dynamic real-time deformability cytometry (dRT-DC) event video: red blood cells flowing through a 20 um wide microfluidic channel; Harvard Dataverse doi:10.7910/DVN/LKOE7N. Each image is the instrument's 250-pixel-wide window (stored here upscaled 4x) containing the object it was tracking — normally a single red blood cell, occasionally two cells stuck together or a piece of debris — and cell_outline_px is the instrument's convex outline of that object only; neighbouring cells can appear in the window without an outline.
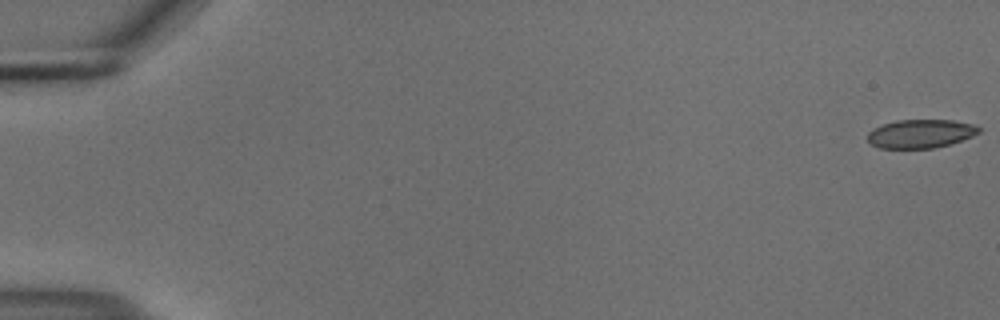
{"species": "common noctule bat (a hibernating species)", "species_latin": "Nyctalus noctula", "temperature_condition": "cold", "stored_images_in_passage": 55, "camera_frame_rate_fps": 3000, "um_per_image_px": 0.085, "animal": {"sex": "male", "body_mass_g": 18.8}, "frame": {"image": 1, "passage_image": 1, "time_ms": 0.0, "image_size_px": [1000, 320], "cell_outline_px": [[980, 132], [972, 136], [948, 144], [932, 148], [880, 148], [872, 144], [868, 140], [868, 132], [872, 128], [896, 120], [952, 120], [976, 124], [980, 128]], "centroid_in_image_um": [78.25, 11.35], "position_along_channel_um": 6.7, "area_um2": 18.44}}
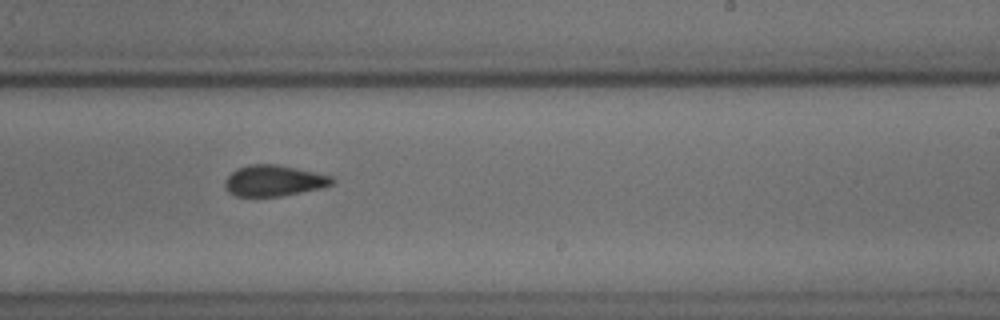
{"frame": {"image": 2, "passage_image": 35, "time_ms": 11.333, "image_size_px": [1000, 320], "cell_outline_px": [[336, 180], [332, 184], [320, 188], [280, 196], [236, 196], [228, 192], [224, 188], [224, 180], [236, 168], [248, 164], [276, 164], [296, 168], [332, 176]], "centroid_in_image_um": [23.24, 15.35], "position_along_channel_um": 265.8, "area_um2": 19.36}}
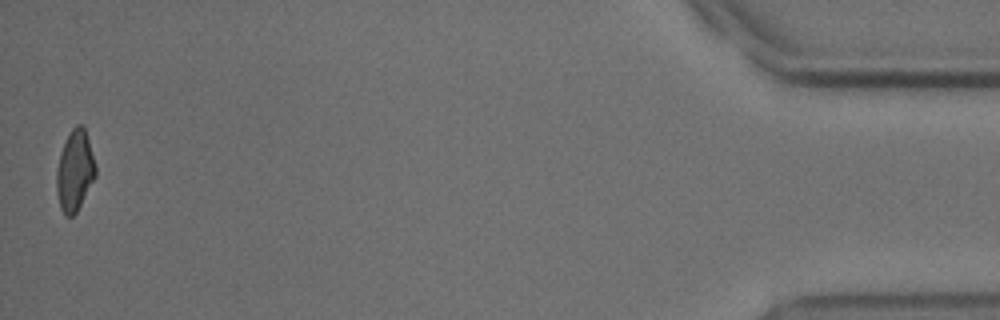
{"frame": {"image": 3, "passage_image": 55, "time_ms": 18.0, "image_size_px": [1000, 320], "cell_outline_px": [[96, 176], [76, 212], [72, 216], [68, 216], [60, 208], [56, 192], [56, 172], [60, 152], [72, 128], [76, 124], [84, 124], [96, 168]], "centroid_in_image_um": [6.35, 14.49], "position_along_channel_um": 428.8, "area_um2": 18.21}, "authors_computed_cell_mechanics": {"area_um2": 19.652, "velocity_mm_per_s": 3.7106, "shape_relaxation_time_tau1_ms": 5.6134, "shape_relaxation_time_tau2_ms": 3.8068, "deformation_change_tau1": 0.1047, "deformation_change_tau2": 0.0814}}